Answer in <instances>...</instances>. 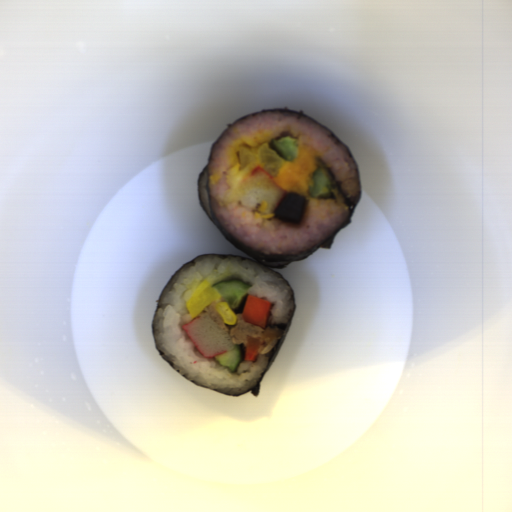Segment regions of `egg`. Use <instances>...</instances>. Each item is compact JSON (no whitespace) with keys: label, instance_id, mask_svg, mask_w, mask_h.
<instances>
[{"label":"egg","instance_id":"egg-1","mask_svg":"<svg viewBox=\"0 0 512 512\" xmlns=\"http://www.w3.org/2000/svg\"><path fill=\"white\" fill-rule=\"evenodd\" d=\"M319 153L307 145H298L294 161L283 160V166L277 177L272 179L285 191L307 195L311 180L319 169Z\"/></svg>","mask_w":512,"mask_h":512},{"label":"egg","instance_id":"egg-2","mask_svg":"<svg viewBox=\"0 0 512 512\" xmlns=\"http://www.w3.org/2000/svg\"><path fill=\"white\" fill-rule=\"evenodd\" d=\"M211 302H215L214 308L222 317L224 323L229 325L236 323L237 317L234 309L230 307L221 293L206 279L185 299V306L193 320L200 312L208 307Z\"/></svg>","mask_w":512,"mask_h":512}]
</instances>
